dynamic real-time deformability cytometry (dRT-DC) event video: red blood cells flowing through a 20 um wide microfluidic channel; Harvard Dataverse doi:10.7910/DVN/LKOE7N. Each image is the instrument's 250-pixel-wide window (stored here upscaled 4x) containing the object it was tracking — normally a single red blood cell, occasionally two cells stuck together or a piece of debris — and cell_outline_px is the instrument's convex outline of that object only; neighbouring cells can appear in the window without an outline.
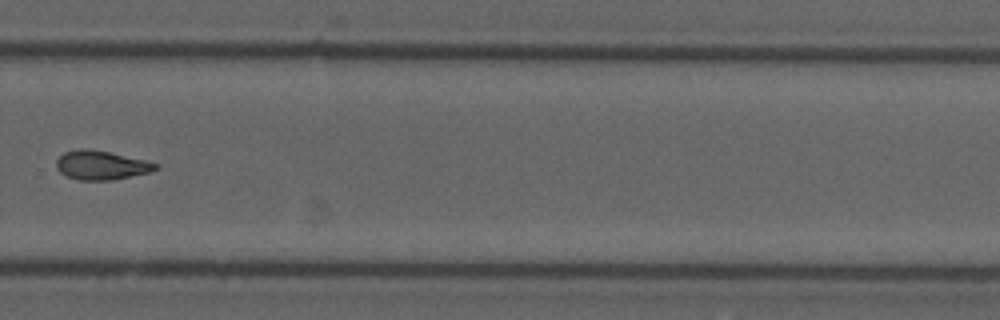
{"species": "common noctule bat (a hibernating species)", "species_latin": "Nyctalus noctula", "temperature_condition": "cold", "stored_images_in_passage": 11, "camera_frame_rate_fps": 3000, "um_per_image_px": 0.085, "animal": {"sex": "male", "forearm_length_mm": 52.5}, "frame": {"image": 1, "passage_image": 11, "time_ms": 13.0, "image_size_px": [1000, 320], "cell_outline_px": [[160, 168], [152, 172], [112, 180], [80, 180], [68, 176], [60, 172], [56, 168], [56, 160], [64, 152], [76, 148], [88, 148], [108, 152], [144, 160], [160, 164]], "centroid_in_image_um": [8.62, 14.04], "position_along_channel_um": 321.2, "area_um2": 16.88}}